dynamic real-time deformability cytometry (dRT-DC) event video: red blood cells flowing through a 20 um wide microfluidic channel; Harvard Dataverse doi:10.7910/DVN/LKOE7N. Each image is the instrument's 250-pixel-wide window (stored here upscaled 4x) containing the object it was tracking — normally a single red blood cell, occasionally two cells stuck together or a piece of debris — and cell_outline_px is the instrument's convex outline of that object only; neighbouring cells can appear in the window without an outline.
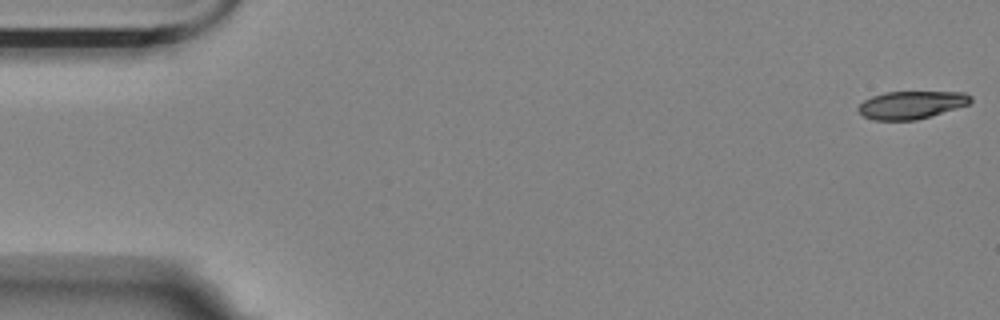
{"species": "Egyptian fruit bat (a non-hibernating species)", "species_latin": "Rousettus aegyptiacus", "temperature_condition": "room temperature", "stored_images_in_passage": 5, "camera_frame_rate_fps": 3000, "um_per_image_px": 0.085, "animal": {"sex": "female"}, "frame": {"image": 1, "passage_image": 1, "time_ms": 0.0, "image_size_px": [1000, 320], "cell_outline_px": [[972, 100], [968, 104], [916, 120], [872, 120], [864, 116], [856, 108], [864, 100], [872, 96], [884, 92], [964, 92], [972, 96]], "centroid_in_image_um": [77.43, 8.91], "position_along_channel_um": 7.6, "area_um2": 18.03}}